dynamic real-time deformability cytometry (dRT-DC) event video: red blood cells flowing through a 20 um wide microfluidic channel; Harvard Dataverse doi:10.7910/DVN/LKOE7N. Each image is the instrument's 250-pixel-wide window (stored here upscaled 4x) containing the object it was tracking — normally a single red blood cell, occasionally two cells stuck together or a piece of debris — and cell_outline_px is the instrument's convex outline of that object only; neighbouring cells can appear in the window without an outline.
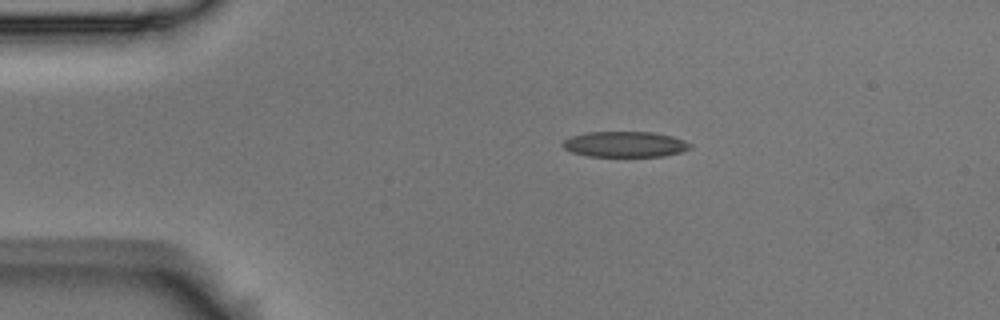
{"species": "Egyptian fruit bat (a non-hibernating species)", "species_latin": "Rousettus aegyptiacus", "temperature_condition": "room temperature", "stored_images_in_passage": 6, "camera_frame_rate_fps": 3000, "um_per_image_px": 0.085, "animal": {"sex": "male"}, "frame": {"image": 1, "passage_image": 2, "time_ms": 0.333, "image_size_px": [1000, 320], "cell_outline_px": [[692, 148], [680, 152], [664, 156], [588, 156], [572, 152], [564, 148], [560, 144], [564, 140], [572, 136], [588, 132], [652, 132], [672, 136], [684, 140], [692, 144]], "centroid_in_image_um": [53.13, 12.26], "position_along_channel_um": 31.9, "area_um2": 19.02}}
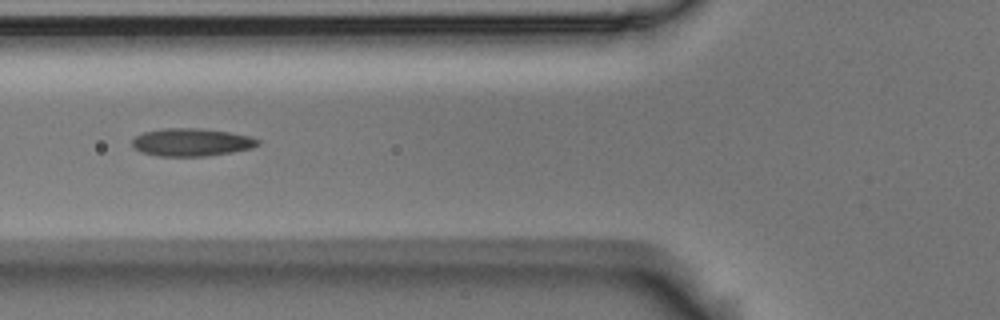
{"frame": {"image": 2, "passage_image": 4, "time_ms": 1.0, "image_size_px": [1000, 320], "cell_outline_px": [[260, 144], [252, 148], [232, 152], [204, 156], [156, 156], [140, 152], [132, 148], [132, 140], [136, 136], [144, 132], [164, 128], [196, 128], [228, 132], [252, 136], [260, 140]], "centroid_in_image_um": [16.27, 12.09], "position_along_channel_um": 109.5, "area_um2": 20.46}}
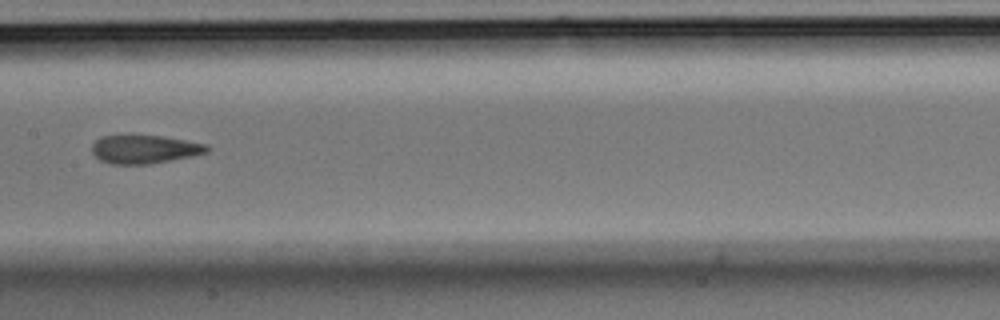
{"frame": {"image": 3, "passage_image": 6, "time_ms": 1.667, "image_size_px": [1000, 320], "cell_outline_px": [[208, 152], [192, 156], [148, 164], [112, 164], [100, 160], [92, 152], [92, 144], [100, 136], [128, 132], [132, 132], [164, 136], [208, 144]], "centroid_in_image_um": [12.23, 12.62], "position_along_channel_um": 195.2, "area_um2": 19.88}}